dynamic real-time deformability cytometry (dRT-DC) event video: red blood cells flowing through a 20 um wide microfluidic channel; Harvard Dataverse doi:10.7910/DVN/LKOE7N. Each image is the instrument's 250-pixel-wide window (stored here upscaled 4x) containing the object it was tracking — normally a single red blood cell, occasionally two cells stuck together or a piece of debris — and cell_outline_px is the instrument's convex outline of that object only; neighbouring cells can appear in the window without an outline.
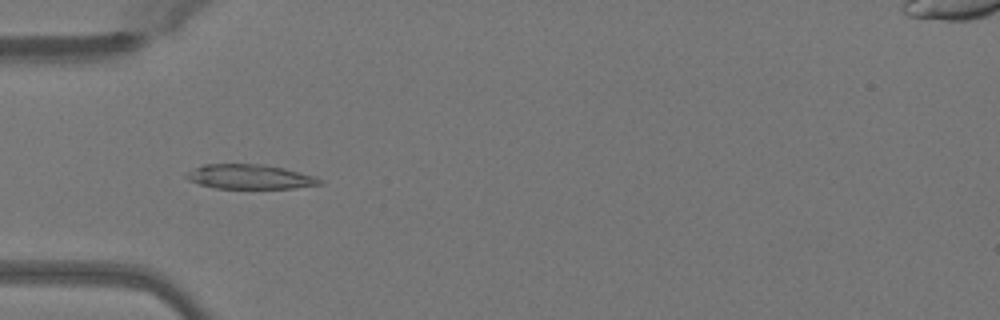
{"species": "Egyptian fruit bat (a non-hibernating species)", "species_latin": "Rousettus aegyptiacus", "temperature_condition": "warm", "stored_images_in_passage": 41, "camera_frame_rate_fps": 3000, "um_per_image_px": 0.085, "animal": {"sex": "female"}, "frame": {"image": 1, "passage_image": 7, "time_ms": 2.0, "image_size_px": [1000, 320], "cell_outline_px": [[324, 184], [292, 188], [216, 188], [200, 184], [188, 180], [184, 176], [192, 168], [204, 164], [264, 164], [284, 168], [312, 176], [324, 180]], "centroid_in_image_um": [21.22, 15.02], "position_along_channel_um": 63.8, "area_um2": 19.02}}
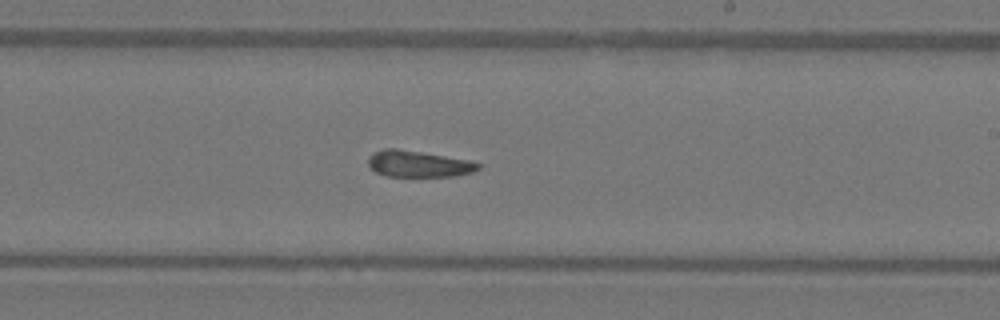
{"frame": {"image": 2, "passage_image": 21, "time_ms": 6.667, "image_size_px": [1000, 320], "cell_outline_px": [[480, 168], [472, 172], [452, 176], [388, 176], [376, 172], [368, 164], [368, 156], [372, 152], [384, 148], [396, 148], [472, 160], [480, 164]], "centroid_in_image_um": [35.55, 13.91], "position_along_channel_um": 253.4, "area_um2": 16.94}}
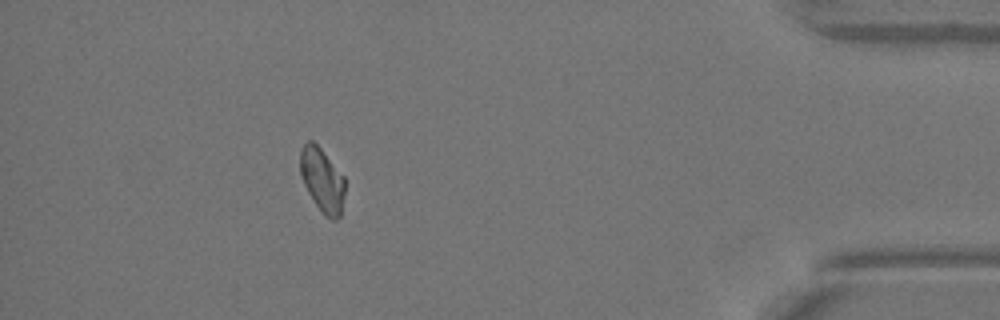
{"frame": {"image": 3, "passage_image": 36, "time_ms": 11.667, "image_size_px": [1000, 320], "cell_outline_px": [[344, 196], [340, 216], [336, 220], [332, 220], [324, 216], [308, 192], [304, 184], [300, 172], [300, 148], [308, 140], [312, 140], [320, 148], [344, 176]], "centroid_in_image_um": [27.38, 15.31], "position_along_channel_um": 407.8, "area_um2": 16.59}, "authors_computed_cell_mechanics": {"area_um2": 17.5712, "velocity_mm_per_s": 4.0926, "shape_relaxation_time_tau1_ms": 3.9946, "shape_relaxation_time_tau2_ms": 3.5717, "deformation_change_tau1": 0.1219, "deformation_change_tau2": 0.0816}}